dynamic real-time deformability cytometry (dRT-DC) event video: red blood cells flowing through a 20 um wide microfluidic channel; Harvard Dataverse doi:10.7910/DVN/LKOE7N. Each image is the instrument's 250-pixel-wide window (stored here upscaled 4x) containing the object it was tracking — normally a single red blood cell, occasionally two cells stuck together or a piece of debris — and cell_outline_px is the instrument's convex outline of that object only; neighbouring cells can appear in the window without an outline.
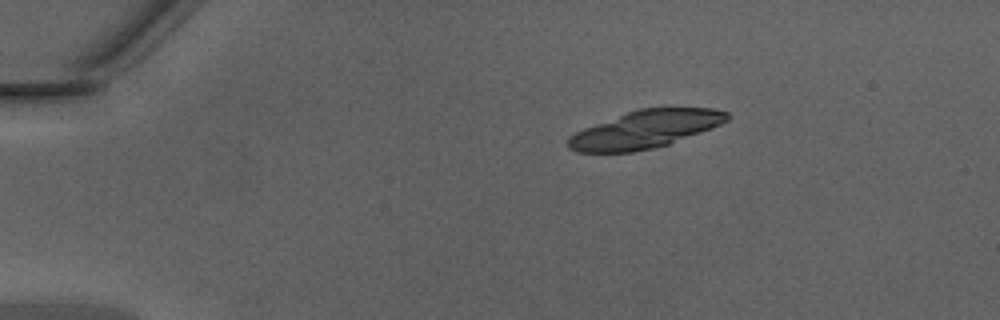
{"species": "Egyptian fruit bat (a non-hibernating species)", "species_latin": "Rousettus aegyptiacus", "temperature_condition": "warm", "stored_images_in_passage": 12, "camera_frame_rate_fps": 3000, "um_per_image_px": 0.085, "animal": {"sex": "male"}, "frame": {"image": 1, "passage_image": 1, "time_ms": 0.0, "image_size_px": [1000, 320], "cell_outline_px": [[728, 120], [712, 128], [668, 144], [652, 148], [632, 152], [576, 152], [568, 148], [568, 136], [584, 128], [628, 112], [640, 108], [712, 108], [728, 112]], "centroid_in_image_um": [54.83, 11.0], "position_along_channel_um": 30.2, "area_um2": 34.45}}